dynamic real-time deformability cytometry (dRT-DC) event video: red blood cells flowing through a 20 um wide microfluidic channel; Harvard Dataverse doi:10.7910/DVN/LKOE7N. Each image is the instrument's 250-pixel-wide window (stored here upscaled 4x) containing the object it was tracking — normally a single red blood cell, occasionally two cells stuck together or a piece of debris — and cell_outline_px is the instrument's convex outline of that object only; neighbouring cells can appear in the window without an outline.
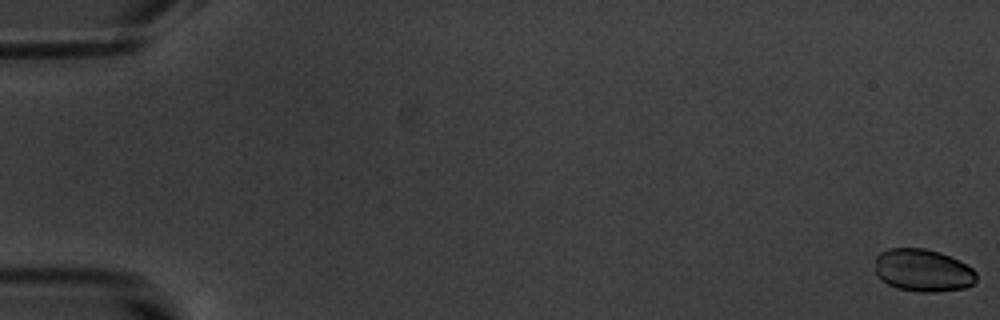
{"species": "common noctule bat (a hibernating species)", "species_latin": "Nyctalus noctula", "temperature_condition": "warm", "stored_images_in_passage": 15, "camera_frame_rate_fps": 3000, "um_per_image_px": 0.085, "animal": {"sex": "male", "body_mass_g": 20.1, "forearm_length_mm": 53.5}, "frame": {"image": 1, "passage_image": 1, "time_ms": 0.0, "image_size_px": [1000, 320], "cell_outline_px": [[976, 280], [972, 284], [964, 288], [936, 292], [920, 292], [896, 288], [880, 280], [876, 276], [876, 256], [880, 252], [888, 248], [924, 248], [940, 252], [972, 268], [976, 272]], "centroid_in_image_um": [78.41, 22.98], "position_along_channel_um": 6.6, "area_um2": 25.14}}